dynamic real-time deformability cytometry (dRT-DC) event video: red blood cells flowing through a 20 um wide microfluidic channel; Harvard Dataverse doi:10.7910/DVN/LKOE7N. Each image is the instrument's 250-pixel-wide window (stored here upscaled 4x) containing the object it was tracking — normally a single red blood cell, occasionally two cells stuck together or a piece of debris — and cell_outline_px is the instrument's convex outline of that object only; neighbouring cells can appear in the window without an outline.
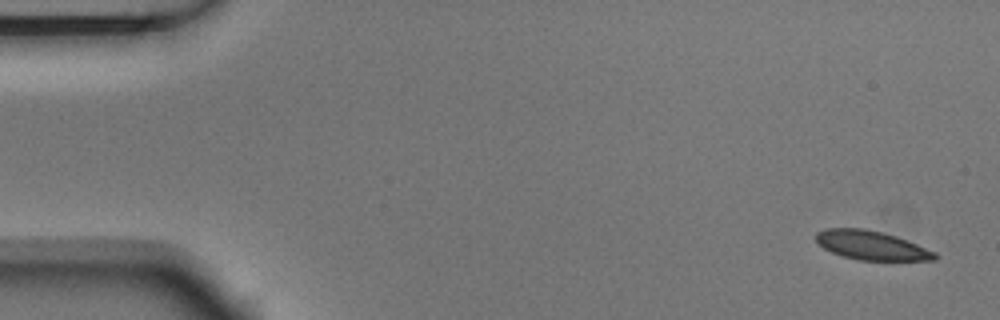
{"species": "Egyptian fruit bat (a non-hibernating species)", "species_latin": "Rousettus aegyptiacus", "temperature_condition": "room temperature", "stored_images_in_passage": 4, "camera_frame_rate_fps": 3000, "um_per_image_px": 0.085, "animal": {"sex": "male"}, "frame": {"image": 1, "passage_image": 1, "time_ms": 0.0, "image_size_px": [1000, 320], "cell_outline_px": [[936, 260], [856, 260], [832, 252], [824, 248], [816, 240], [816, 232], [824, 228], [864, 228], [896, 236], [936, 252]], "centroid_in_image_um": [74.04, 20.85], "position_along_channel_um": 11.0, "area_um2": 19.88}}